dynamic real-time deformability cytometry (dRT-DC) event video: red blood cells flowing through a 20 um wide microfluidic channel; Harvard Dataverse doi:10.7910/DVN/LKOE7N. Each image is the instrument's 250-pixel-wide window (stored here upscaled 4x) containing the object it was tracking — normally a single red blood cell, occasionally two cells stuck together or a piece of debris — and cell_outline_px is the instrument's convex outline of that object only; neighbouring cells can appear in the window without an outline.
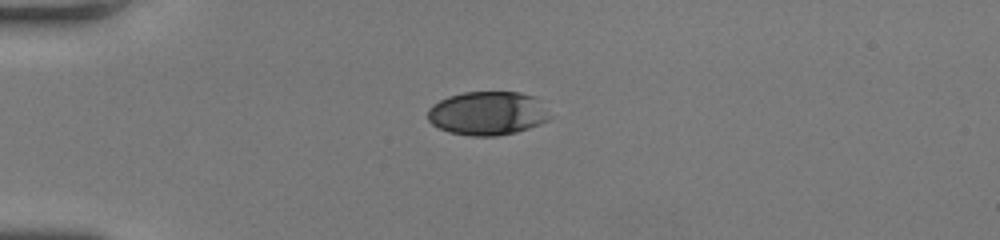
{"species": "human", "species_latin": "Homo sapiens", "temperature_condition": "room temperature", "stored_images_in_passage": 37, "camera_frame_rate_fps": 3000, "um_per_image_px": 0.085, "donor": {"sex": "female"}, "frame": {"image": 1, "passage_image": 1, "time_ms": 0.0, "image_size_px": [1000, 240], "cell_outline_px": [[552, 116], [548, 120], [540, 124], [516, 132], [496, 136], [472, 136], [448, 132], [432, 124], [428, 120], [428, 108], [432, 104], [448, 96], [464, 92], [520, 92], [536, 96]], "centroid_in_image_um": [41.45, 9.62], "position_along_channel_um": 43.5, "area_um2": 31.33}}
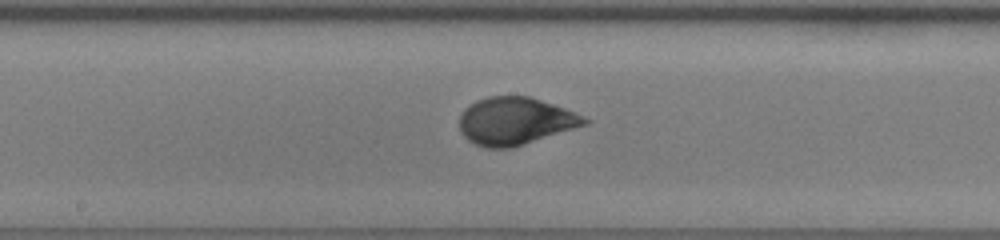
{"frame": {"image": 2, "passage_image": 15, "time_ms": 4.667, "image_size_px": [1000, 240], "cell_outline_px": [[592, 120], [588, 124], [512, 148], [488, 148], [476, 144], [468, 140], [460, 132], [460, 116], [464, 108], [476, 100], [488, 96], [528, 96], [564, 108], [584, 116]], "centroid_in_image_um": [43.79, 10.29], "position_along_channel_um": 204.4, "area_um2": 34.56}}
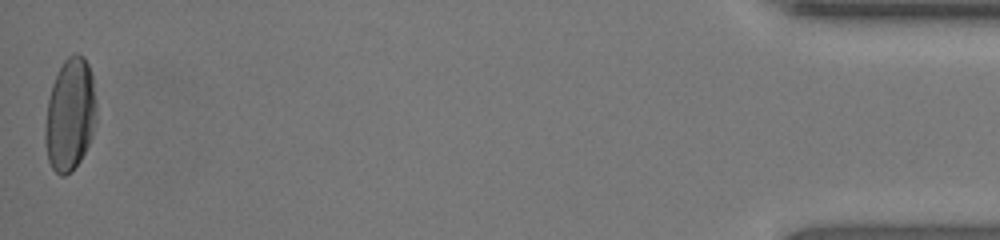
{"frame": {"image": 3, "passage_image": 37, "time_ms": 12.0, "image_size_px": [1000, 240], "cell_outline_px": [[96, 124], [92, 136], [80, 160], [72, 172], [64, 176], [60, 176], [52, 168], [48, 160], [44, 144], [44, 124], [48, 100], [52, 84], [64, 60], [68, 56], [76, 52], [84, 56], [92, 72], [96, 100]], "centroid_in_image_um": [5.95, 9.75], "position_along_channel_um": 429.2, "area_um2": 34.16}, "authors_computed_cell_mechanics": {"area_um2": 33.4662, "velocity_mm_per_s": 4.2506, "shape_relaxation_time_tau1_ms": 3.3312, "shape_relaxation_time_tau2_ms": 0.6361, "deformation_change_tau1": 0.1638, "deformation_change_tau2": 0.0493}}